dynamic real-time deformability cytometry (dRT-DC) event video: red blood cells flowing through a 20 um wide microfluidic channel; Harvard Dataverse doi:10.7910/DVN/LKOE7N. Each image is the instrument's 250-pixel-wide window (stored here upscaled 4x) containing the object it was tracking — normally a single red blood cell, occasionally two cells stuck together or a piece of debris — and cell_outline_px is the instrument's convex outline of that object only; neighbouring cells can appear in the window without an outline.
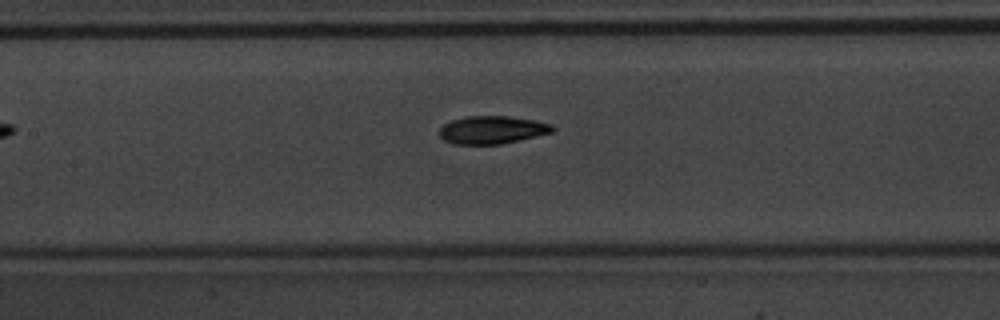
{"species": "common noctule bat (a hibernating species)", "species_latin": "Nyctalus noctula", "temperature_condition": "warm", "stored_images_in_passage": 5, "camera_frame_rate_fps": 3000, "um_per_image_px": 0.085, "animal": {"sex": "male", "body_mass_g": 20.1, "forearm_length_mm": 53.5}, "frame": {"image": 1, "passage_image": 5, "time_ms": 1.333, "image_size_px": [1000, 320], "cell_outline_px": [[556, 128], [552, 132], [520, 140], [500, 144], [456, 144], [444, 140], [440, 136], [440, 128], [444, 124], [452, 120], [464, 116], [508, 116], [536, 120], [552, 124]], "centroid_in_image_um": [41.85, 11.03], "position_along_channel_um": 165.5, "area_um2": 18.38}}